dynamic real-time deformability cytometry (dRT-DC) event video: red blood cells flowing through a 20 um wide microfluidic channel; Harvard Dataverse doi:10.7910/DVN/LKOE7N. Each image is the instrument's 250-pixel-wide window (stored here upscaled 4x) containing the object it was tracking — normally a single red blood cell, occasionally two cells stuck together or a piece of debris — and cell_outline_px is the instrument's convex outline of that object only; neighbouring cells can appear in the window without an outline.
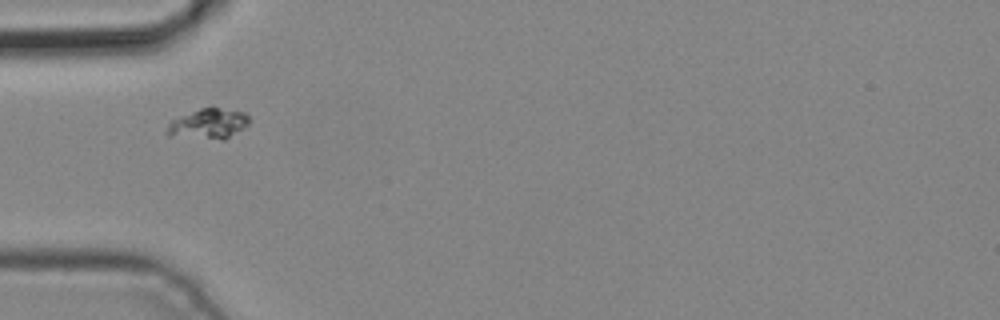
{"species": "common noctule bat (a hibernating species)", "species_latin": "Nyctalus noctula", "temperature_condition": "cold", "stored_images_in_passage": 1, "camera_frame_rate_fps": 3000, "um_per_image_px": 0.085, "animal": {"sex": "male", "body_mass_g": 19.2, "forearm_length_mm": 51.8}, "frame": {"image": 1, "passage_image": 1, "time_ms": 0.0, "image_size_px": [1000, 320], "cell_outline_px": [[248, 124], [224, 140], [220, 140], [168, 136], [164, 132], [168, 124], [172, 120], [180, 116], [200, 108], [220, 108], [244, 112], [248, 116]], "centroid_in_image_um": [17.65, 10.54], "position_along_channel_um": 67.3, "area_um2": 14.45}}